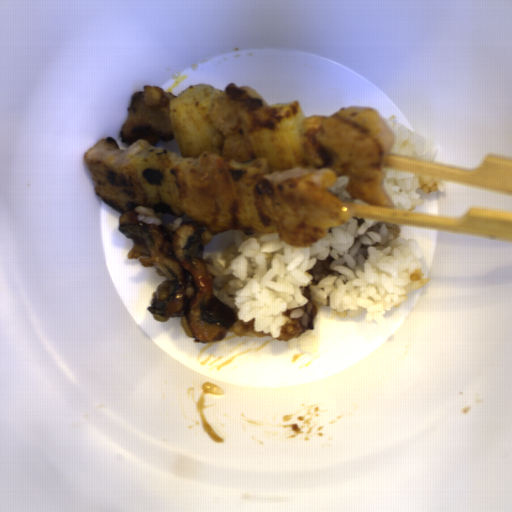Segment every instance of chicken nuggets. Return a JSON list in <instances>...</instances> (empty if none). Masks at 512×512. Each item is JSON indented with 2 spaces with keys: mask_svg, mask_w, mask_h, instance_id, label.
Masks as SVG:
<instances>
[{
  "mask_svg": "<svg viewBox=\"0 0 512 512\" xmlns=\"http://www.w3.org/2000/svg\"><path fill=\"white\" fill-rule=\"evenodd\" d=\"M307 168L275 186L256 183V209L269 233L292 247H309L352 217L346 200L329 188L349 177L346 191L367 204L395 206L384 189V164L395 134L374 108L344 106L331 116L307 115L301 127Z\"/></svg>",
  "mask_w": 512,
  "mask_h": 512,
  "instance_id": "90cb4de2",
  "label": "chicken nuggets"
},
{
  "mask_svg": "<svg viewBox=\"0 0 512 512\" xmlns=\"http://www.w3.org/2000/svg\"><path fill=\"white\" fill-rule=\"evenodd\" d=\"M268 105L253 86H225L209 106L210 127L219 134L217 154L177 161L170 170L178 213L213 235L234 228L237 195L227 171L231 160L246 163L255 154L248 135L255 111Z\"/></svg>",
  "mask_w": 512,
  "mask_h": 512,
  "instance_id": "f4ed5422",
  "label": "chicken nuggets"
},
{
  "mask_svg": "<svg viewBox=\"0 0 512 512\" xmlns=\"http://www.w3.org/2000/svg\"><path fill=\"white\" fill-rule=\"evenodd\" d=\"M178 97L161 85H143L130 97L128 119L119 132L121 149L112 137L99 139L84 157L95 193L118 212L146 207L145 192L138 180L134 161L147 145L174 137L169 102Z\"/></svg>",
  "mask_w": 512,
  "mask_h": 512,
  "instance_id": "cc037f56",
  "label": "chicken nuggets"
}]
</instances>
